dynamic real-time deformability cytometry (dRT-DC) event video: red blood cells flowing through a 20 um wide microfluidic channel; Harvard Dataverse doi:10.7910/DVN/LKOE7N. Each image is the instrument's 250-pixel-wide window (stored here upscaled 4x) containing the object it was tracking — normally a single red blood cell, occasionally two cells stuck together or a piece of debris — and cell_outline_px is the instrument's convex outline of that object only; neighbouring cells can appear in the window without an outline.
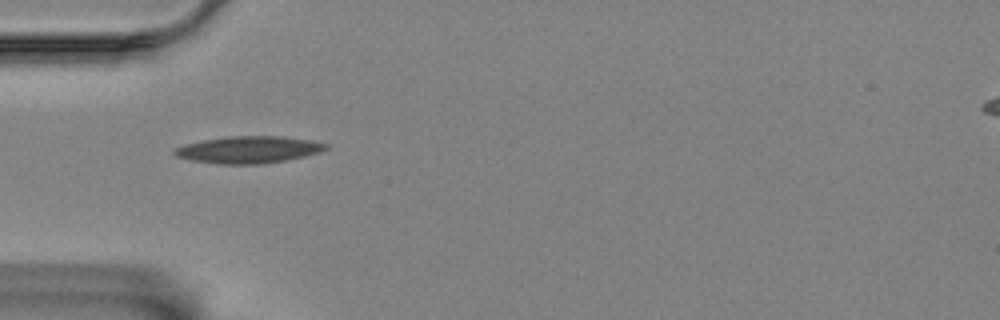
{"species": "Egyptian fruit bat (a non-hibernating species)", "species_latin": "Rousettus aegyptiacus", "temperature_condition": "room temperature", "stored_images_in_passage": 39, "camera_frame_rate_fps": 3000, "um_per_image_px": 0.085, "animal": {"sex": "female"}, "frame": {"image": 1, "passage_image": 1, "time_ms": 0.0, "image_size_px": [1000, 320], "cell_outline_px": [[328, 148], [320, 152], [304, 156], [284, 160], [260, 164], [220, 164], [192, 160], [176, 156], [172, 152], [176, 148], [184, 144], [204, 140], [228, 136], [284, 136], [312, 140], [328, 144]], "centroid_in_image_um": [21.15, 12.71], "position_along_channel_um": 63.9, "area_um2": 23.7}}
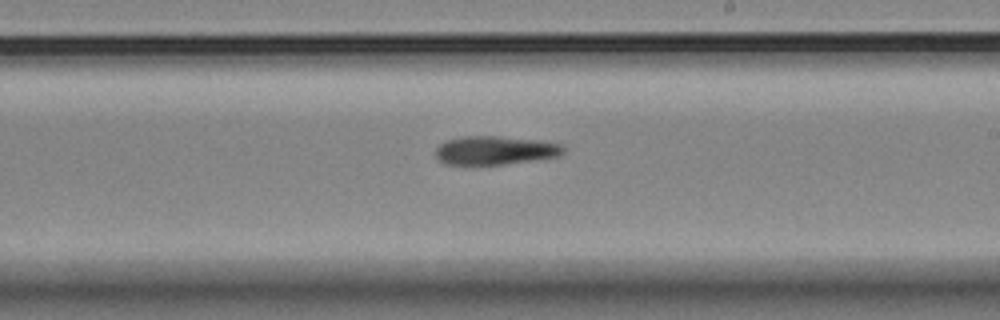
{"frame": {"image": 2, "passage_image": 17, "time_ms": 5.333, "image_size_px": [1000, 320], "cell_outline_px": [[564, 152], [560, 156], [504, 164], [444, 164], [436, 156], [436, 148], [440, 144], [448, 140], [460, 136], [500, 136], [540, 140], [564, 144]], "centroid_in_image_um": [42.12, 12.76], "position_along_channel_um": 246.9, "area_um2": 21.33}}
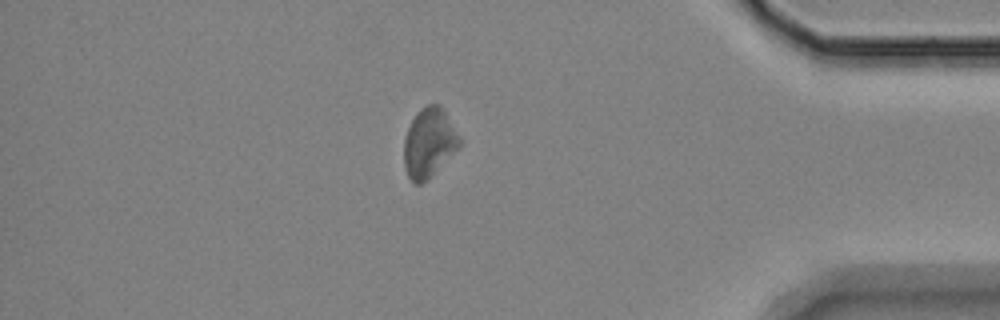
{"frame": {"image": 3, "passage_image": 33, "time_ms": 10.667, "image_size_px": [1000, 320], "cell_outline_px": [[460, 148], [420, 184], [412, 184], [404, 168], [404, 140], [408, 128], [416, 112], [420, 108], [428, 104], [440, 104], [460, 140]], "centroid_in_image_um": [36.43, 12.13], "position_along_channel_um": 398.8, "area_um2": 22.02}}